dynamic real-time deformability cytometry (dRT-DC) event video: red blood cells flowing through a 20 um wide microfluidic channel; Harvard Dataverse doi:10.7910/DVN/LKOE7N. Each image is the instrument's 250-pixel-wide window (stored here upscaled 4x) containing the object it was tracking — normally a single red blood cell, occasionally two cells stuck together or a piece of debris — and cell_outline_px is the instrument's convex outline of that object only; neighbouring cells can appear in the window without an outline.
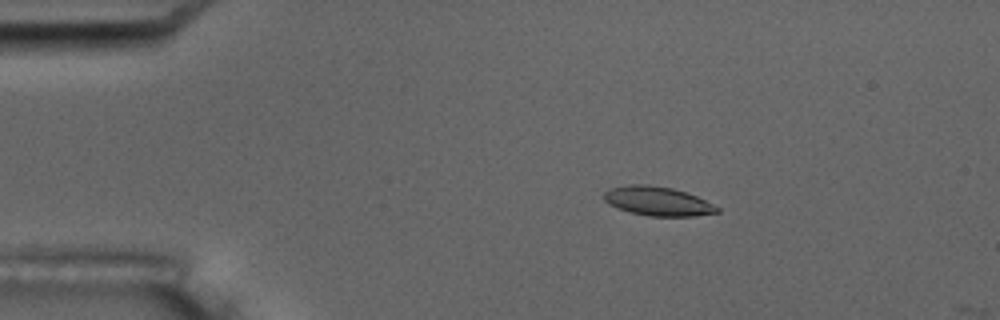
{"species": "common noctule bat (a hibernating species)", "species_latin": "Nyctalus noctula", "temperature_condition": "room temperature", "stored_images_in_passage": 5, "camera_frame_rate_fps": 3000, "um_per_image_px": 0.085, "animal": {"sex": "male", "body_mass_g": 17.5, "forearm_length_mm": 52.3}, "frame": {"image": 1, "passage_image": 4, "time_ms": 3.333, "image_size_px": [1000, 320], "cell_outline_px": [[720, 212], [692, 216], [648, 216], [632, 212], [608, 204], [604, 200], [604, 192], [608, 188], [632, 184], [644, 184], [672, 188], [696, 196], [720, 208]], "centroid_in_image_um": [55.89, 17.09], "position_along_channel_um": 29.1, "area_um2": 18.96}}